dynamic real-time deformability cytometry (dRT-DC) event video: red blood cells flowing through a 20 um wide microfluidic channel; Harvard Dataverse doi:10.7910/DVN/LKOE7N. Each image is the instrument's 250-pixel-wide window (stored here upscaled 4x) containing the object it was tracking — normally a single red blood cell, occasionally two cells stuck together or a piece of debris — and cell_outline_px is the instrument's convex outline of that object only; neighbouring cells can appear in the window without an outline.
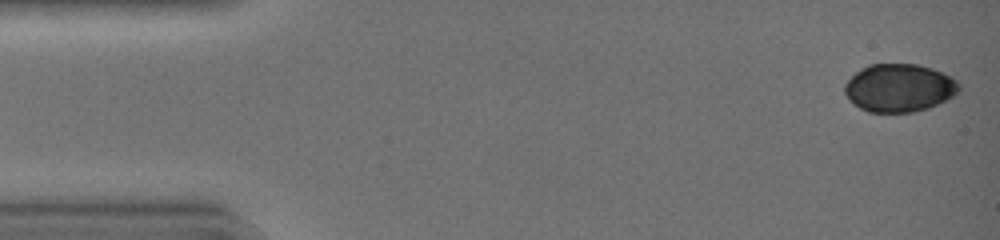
{"species": "common noctule bat (a hibernating species)", "species_latin": "Nyctalus noctula", "temperature_condition": "warm", "stored_images_in_passage": 42, "camera_frame_rate_fps": 3000, "um_per_image_px": 0.085, "animal": {"sex": "female", "body_mass_g": 19.0, "forearm_length_mm": 51.5}, "frame": {"image": 1, "passage_image": 1, "time_ms": 0.0, "image_size_px": [1000, 240], "cell_outline_px": [[960, 92], [928, 108], [912, 112], [868, 112], [860, 108], [844, 92], [844, 84], [856, 72], [868, 64], [916, 64], [932, 68], [952, 76], [960, 84]], "centroid_in_image_um": [76.46, 7.46], "position_along_channel_um": 8.5, "area_um2": 31.85}}
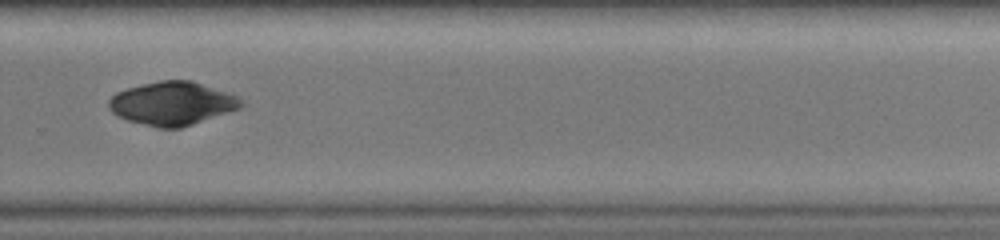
{"frame": {"image": 2, "passage_image": 30, "time_ms": 9.667, "image_size_px": [1000, 240], "cell_outline_px": [[240, 108], [180, 128], [160, 128], [128, 120], [112, 112], [108, 108], [108, 100], [116, 92], [140, 84], [160, 80], [192, 80], [236, 96], [240, 100]], "centroid_in_image_um": [14.59, 8.78], "position_along_channel_um": 315.2, "area_um2": 32.95}}
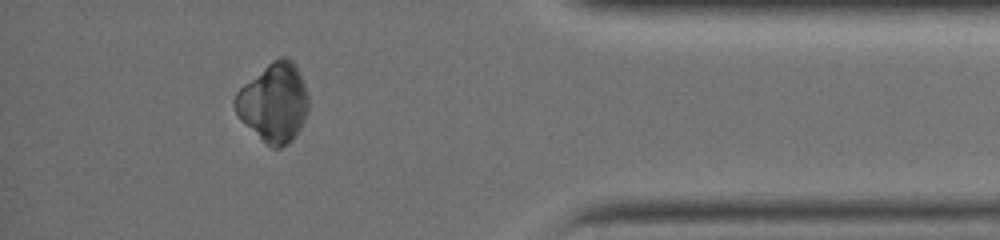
{"frame": {"image": 3, "passage_image": 38, "time_ms": 12.333, "image_size_px": [1000, 240], "cell_outline_px": [[308, 112], [300, 128], [292, 140], [288, 144], [280, 148], [272, 148], [264, 144], [240, 120], [232, 104], [232, 100], [236, 92], [244, 84], [272, 60], [280, 56], [288, 56], [296, 64], [304, 84], [308, 96]], "centroid_in_image_um": [23.25, 8.73], "position_along_channel_um": 411.9, "area_um2": 34.22}}